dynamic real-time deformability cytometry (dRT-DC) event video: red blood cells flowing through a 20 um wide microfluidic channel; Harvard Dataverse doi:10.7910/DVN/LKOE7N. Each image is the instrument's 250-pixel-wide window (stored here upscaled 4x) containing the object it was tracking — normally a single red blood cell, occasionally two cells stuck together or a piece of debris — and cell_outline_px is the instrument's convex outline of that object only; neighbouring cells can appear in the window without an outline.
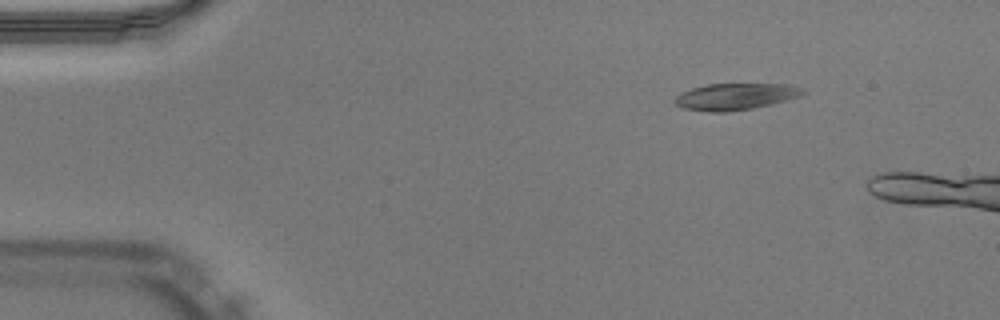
{"species": "Egyptian fruit bat (a non-hibernating species)", "species_latin": "Rousettus aegyptiacus", "temperature_condition": "warm", "stored_images_in_passage": 8, "camera_frame_rate_fps": 3000, "um_per_image_px": 0.085, "animal": {"sex": "male"}, "frame": {"image": 1, "passage_image": 1, "time_ms": 0.0, "image_size_px": [1000, 320], "cell_outline_px": [[804, 92], [800, 96], [772, 104], [752, 108], [728, 112], [708, 112], [684, 108], [676, 104], [672, 100], [680, 92], [692, 88], [708, 84], [788, 84], [804, 88]], "centroid_in_image_um": [62.49, 8.21], "position_along_channel_um": 22.5, "area_um2": 19.88}}